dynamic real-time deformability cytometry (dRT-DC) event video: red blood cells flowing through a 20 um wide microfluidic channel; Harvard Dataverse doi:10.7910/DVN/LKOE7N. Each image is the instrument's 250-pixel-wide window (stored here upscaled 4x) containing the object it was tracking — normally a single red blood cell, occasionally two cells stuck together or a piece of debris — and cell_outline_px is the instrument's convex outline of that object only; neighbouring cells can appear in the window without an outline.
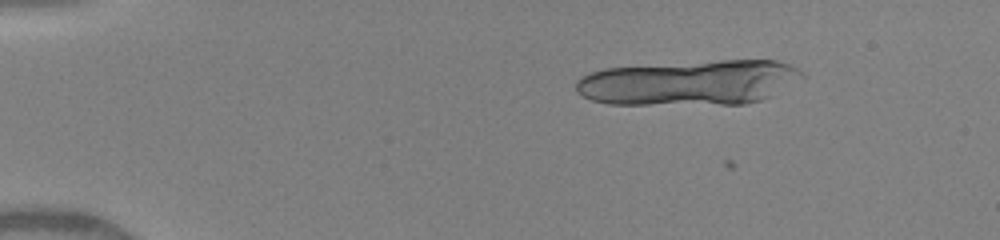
{"species": "human", "species_latin": "Homo sapiens", "temperature_condition": "warm", "stored_images_in_passage": 14, "camera_frame_rate_fps": 3000, "um_per_image_px": 0.085, "donor": {"sex": "female"}, "frame": {"image": 1, "passage_image": 5, "time_ms": 2.0, "image_size_px": [1000, 240], "cell_outline_px": [[804, 76], [768, 96], [760, 100], [744, 104], [608, 104], [592, 100], [576, 92], [576, 80], [580, 76], [588, 72], [604, 68], [720, 60], [776, 60], [792, 64], [804, 72]], "centroid_in_image_um": [58.55, 7.01], "position_along_channel_um": 26.5, "area_um2": 59.3}}